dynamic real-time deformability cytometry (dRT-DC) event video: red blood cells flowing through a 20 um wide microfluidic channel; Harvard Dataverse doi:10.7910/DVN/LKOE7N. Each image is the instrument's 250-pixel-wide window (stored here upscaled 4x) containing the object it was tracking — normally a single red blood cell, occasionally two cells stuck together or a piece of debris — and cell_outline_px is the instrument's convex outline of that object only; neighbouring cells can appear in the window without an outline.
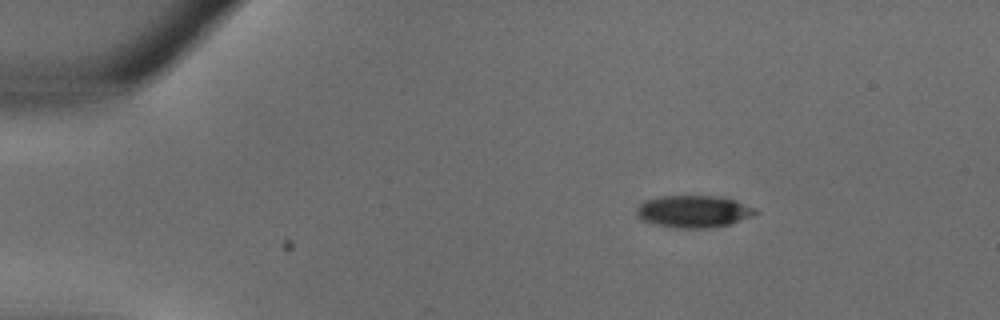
{"species": "common noctule bat (a hibernating species)", "species_latin": "Nyctalus noctula", "temperature_condition": "warm", "stored_images_in_passage": 3, "camera_frame_rate_fps": 3000, "um_per_image_px": 0.085, "animal": {"sex": "male", "body_mass_g": 18.8}, "frame": {"image": 1, "passage_image": 3, "time_ms": 0.667, "image_size_px": [1000, 320], "cell_outline_px": [[760, 212], [752, 216], [732, 224], [708, 228], [676, 228], [656, 224], [644, 220], [636, 212], [636, 208], [644, 200], [660, 196], [720, 196], [736, 200], [756, 208]], "centroid_in_image_um": [59.01, 17.97], "position_along_channel_um": 26.0, "area_um2": 22.37}}